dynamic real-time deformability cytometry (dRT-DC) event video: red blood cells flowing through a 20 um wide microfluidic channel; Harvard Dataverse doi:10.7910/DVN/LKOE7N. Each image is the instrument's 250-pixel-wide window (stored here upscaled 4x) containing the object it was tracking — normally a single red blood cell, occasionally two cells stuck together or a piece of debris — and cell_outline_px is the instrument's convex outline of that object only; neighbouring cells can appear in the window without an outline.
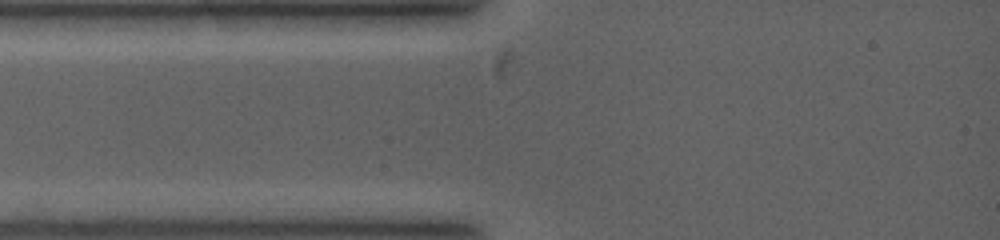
{"species": "common noctule bat (a hibernating species)", "species_latin": "Nyctalus noctula", "temperature_condition": "warm", "stored_images_in_passage": 5, "camera_frame_rate_fps": 5000, "um_per_image_px": 0.085, "animal": {"sex": "female", "body_mass_g": 19.0, "forearm_length_mm": 53.3}, "frame": {"image": 1, "passage_image": 5, "time_ms": 0.8, "image_size_px": [1000, 240], "cell_outline_px": [[548, 12], [520, 68], [512, 76], [500, 80], [496, 80], [492, 76], [484, 52], [536, 16]], "centroid_in_image_um": [43.61, 4.2], "position_along_channel_um": 41.4, "area_um2": 13.29}}